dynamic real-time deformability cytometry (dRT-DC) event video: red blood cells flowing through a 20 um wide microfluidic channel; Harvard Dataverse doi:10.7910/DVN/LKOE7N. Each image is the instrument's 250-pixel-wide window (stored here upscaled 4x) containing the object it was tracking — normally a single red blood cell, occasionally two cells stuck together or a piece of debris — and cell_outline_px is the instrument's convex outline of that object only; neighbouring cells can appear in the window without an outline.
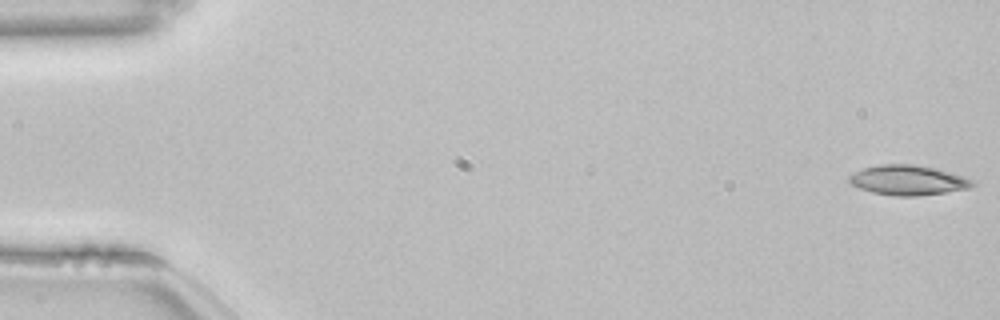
{"species": "common noctule bat (a hibernating species)", "species_latin": "Nyctalus noctula", "temperature_condition": "room temperature", "stored_images_in_passage": 16, "camera_frame_rate_fps": 3000, "um_per_image_px": 0.085, "animal": {"sex": "female", "body_mass_g": 22.7, "forearm_length_mm": 54.2}, "frame": {"image": 1, "passage_image": 1, "time_ms": 0.0, "image_size_px": [1000, 320], "cell_outline_px": [[976, 184], [968, 188], [920, 196], [896, 196], [872, 192], [860, 188], [852, 184], [848, 180], [848, 176], [864, 168], [880, 164], [916, 164], [936, 168], [976, 180]], "centroid_in_image_um": [77.21, 15.31], "position_along_channel_um": 7.8, "area_um2": 21.44}}
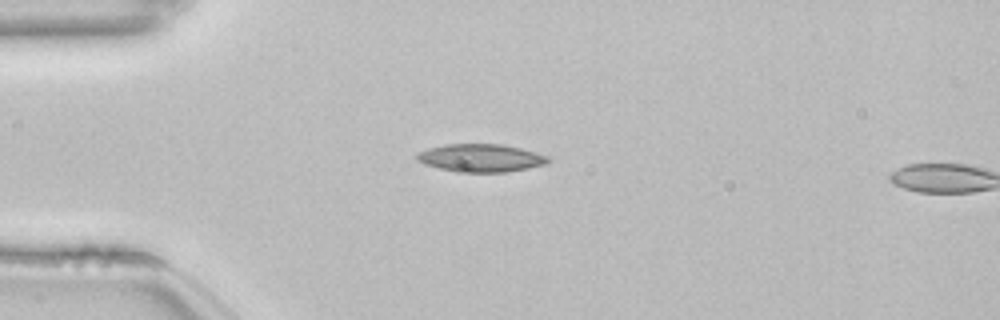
{"frame": {"image": 2, "passage_image": 14, "time_ms": 4.333, "image_size_px": [1000, 320], "cell_outline_px": [[552, 160], [548, 164], [508, 172], [456, 172], [424, 164], [416, 160], [416, 156], [420, 152], [428, 148], [444, 144], [504, 144], [536, 152], [548, 156]], "centroid_in_image_um": [40.91, 13.43], "position_along_channel_um": 44.1, "area_um2": 21.5}}